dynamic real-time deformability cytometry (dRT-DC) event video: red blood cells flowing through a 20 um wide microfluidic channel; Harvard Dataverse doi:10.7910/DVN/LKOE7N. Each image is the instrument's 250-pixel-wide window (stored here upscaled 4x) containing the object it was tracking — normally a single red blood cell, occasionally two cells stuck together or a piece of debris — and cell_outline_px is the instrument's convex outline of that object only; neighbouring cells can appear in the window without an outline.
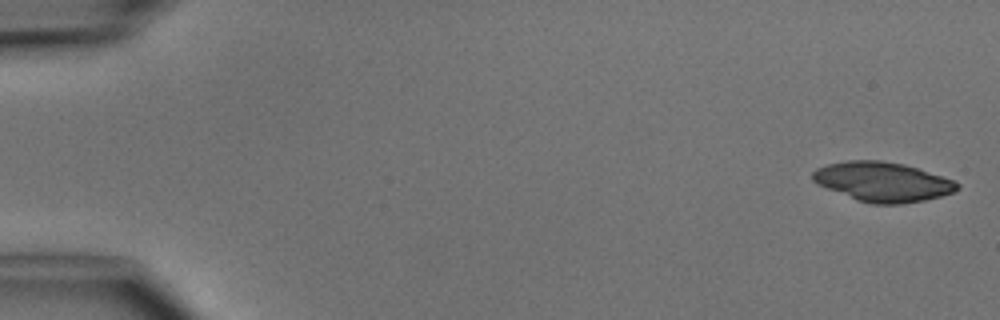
{"species": "common noctule bat (a hibernating species)", "species_latin": "Nyctalus noctula", "temperature_condition": "cold", "stored_images_in_passage": 5, "camera_frame_rate_fps": 3000, "um_per_image_px": 0.085, "animal": {"sex": "male", "body_mass_g": 15.6}, "frame": {"image": 1, "passage_image": 1, "time_ms": 0.0, "image_size_px": [1000, 320], "cell_outline_px": [[960, 188], [956, 192], [924, 200], [900, 204], [872, 204], [856, 200], [816, 184], [812, 180], [812, 172], [816, 168], [828, 164], [848, 160], [880, 160], [904, 164], [952, 180], [960, 184]], "centroid_in_image_um": [74.99, 15.46], "position_along_channel_um": 10.0, "area_um2": 33.23}}